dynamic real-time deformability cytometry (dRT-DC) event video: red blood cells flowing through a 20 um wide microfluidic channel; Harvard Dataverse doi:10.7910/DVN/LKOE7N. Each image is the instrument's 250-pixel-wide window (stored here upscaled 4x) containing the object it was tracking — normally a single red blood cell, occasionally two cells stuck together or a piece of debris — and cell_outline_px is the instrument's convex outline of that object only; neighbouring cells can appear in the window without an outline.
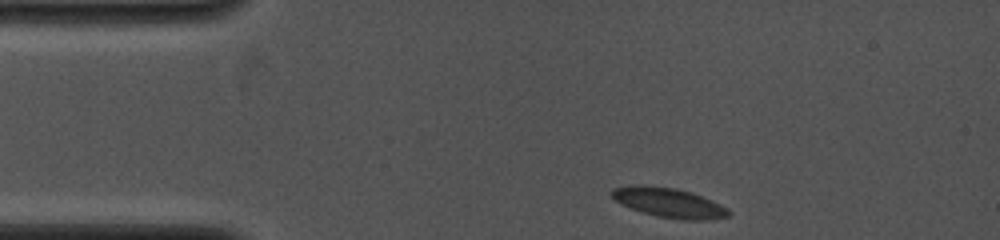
{"species": "common noctule bat (a hibernating species)", "species_latin": "Nyctalus noctula", "temperature_condition": "cold", "stored_images_in_passage": 15, "camera_frame_rate_fps": 4000, "um_per_image_px": 0.085, "animal": {"sex": "female", "body_mass_g": 19.0, "forearm_length_mm": 53.3}, "frame": {"image": 1, "passage_image": 1, "time_ms": 0.0, "image_size_px": [1000, 240], "cell_outline_px": [[732, 212], [728, 216], [708, 220], [684, 220], [660, 216], [644, 212], [620, 204], [612, 196], [612, 188], [632, 184], [644, 184], [676, 188], [692, 192], [712, 200], [728, 208]], "centroid_in_image_um": [56.88, 17.2], "position_along_channel_um": 28.1, "area_um2": 20.23}}
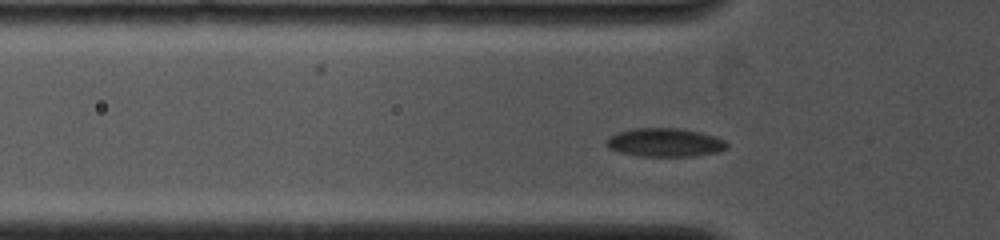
{"frame": {"image": 2, "passage_image": 10, "time_ms": 2.25, "image_size_px": [1000, 240], "cell_outline_px": [[728, 148], [716, 152], [696, 156], [640, 156], [620, 152], [608, 148], [608, 136], [632, 128], [680, 128], [700, 132], [724, 140], [728, 144]], "centroid_in_image_um": [56.53, 12.11], "position_along_channel_um": 69.3, "area_um2": 19.88}}
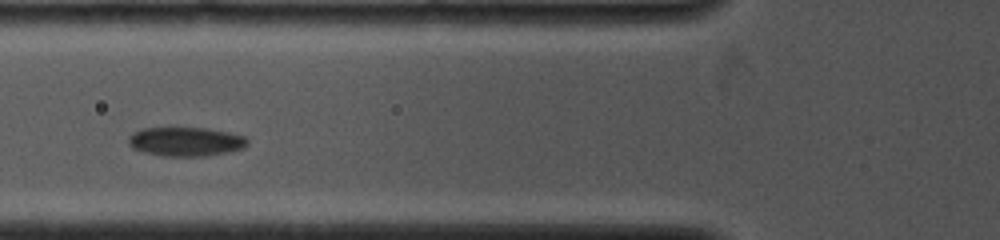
{"frame": {"image": 3, "passage_image": 14, "time_ms": 3.25, "image_size_px": [1000, 240], "cell_outline_px": [[248, 144], [244, 148], [228, 152], [208, 156], [160, 156], [144, 152], [132, 148], [128, 144], [128, 136], [132, 132], [140, 128], [176, 124], [204, 128], [228, 132], [244, 136], [248, 140]], "centroid_in_image_um": [15.71, 11.98], "position_along_channel_um": 110.1, "area_um2": 21.27}}